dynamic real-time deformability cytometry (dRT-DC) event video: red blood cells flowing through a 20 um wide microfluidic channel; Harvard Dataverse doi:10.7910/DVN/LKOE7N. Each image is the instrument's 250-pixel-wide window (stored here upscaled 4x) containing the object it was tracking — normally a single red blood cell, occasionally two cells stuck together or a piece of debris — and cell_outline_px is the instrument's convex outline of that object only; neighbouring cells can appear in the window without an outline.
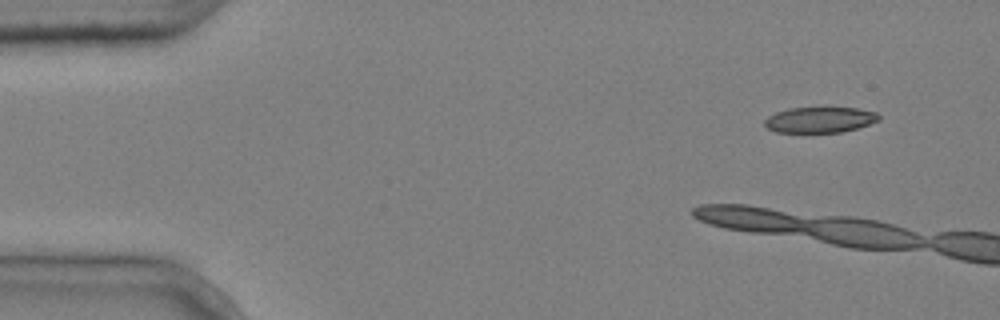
{"species": "common noctule bat (a hibernating species)", "species_latin": "Nyctalus noctula", "temperature_condition": "cold", "stored_images_in_passage": 3, "camera_frame_rate_fps": 3000, "um_per_image_px": 0.085, "animal": {"sex": "male", "body_mass_g": 20.4}, "frame": {"image": 1, "passage_image": 1, "time_ms": 0.0, "image_size_px": [1000, 320], "cell_outline_px": [[880, 120], [856, 128], [840, 132], [776, 132], [768, 128], [764, 124], [764, 120], [768, 116], [776, 112], [788, 108], [856, 108], [876, 112], [880, 116]], "centroid_in_image_um": [69.67, 10.18], "position_along_channel_um": 15.3, "area_um2": 16.94}}